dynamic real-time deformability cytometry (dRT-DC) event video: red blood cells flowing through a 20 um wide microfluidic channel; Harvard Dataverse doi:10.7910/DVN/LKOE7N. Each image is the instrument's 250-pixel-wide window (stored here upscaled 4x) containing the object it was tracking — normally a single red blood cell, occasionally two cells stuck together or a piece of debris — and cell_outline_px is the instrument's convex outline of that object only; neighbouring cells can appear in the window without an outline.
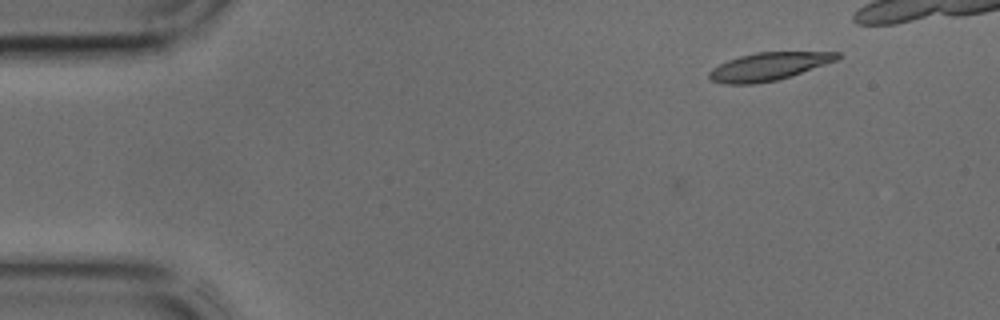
{"species": "common noctule bat (a hibernating species)", "species_latin": "Nyctalus noctula", "temperature_condition": "cold", "stored_images_in_passage": 4, "camera_frame_rate_fps": 3000, "um_per_image_px": 0.085, "animal": {"sex": "male", "body_mass_g": 17.9, "forearm_length_mm": 54.2}, "frame": {"image": 1, "passage_image": 1, "time_ms": 0.0, "image_size_px": [1000, 320], "cell_outline_px": [[840, 56], [836, 60], [776, 80], [752, 84], [724, 84], [712, 80], [708, 76], [708, 72], [712, 68], [728, 60], [740, 56], [756, 52], [840, 52]], "centroid_in_image_um": [65.27, 5.65], "position_along_channel_um": 19.7, "area_um2": 20.35}}